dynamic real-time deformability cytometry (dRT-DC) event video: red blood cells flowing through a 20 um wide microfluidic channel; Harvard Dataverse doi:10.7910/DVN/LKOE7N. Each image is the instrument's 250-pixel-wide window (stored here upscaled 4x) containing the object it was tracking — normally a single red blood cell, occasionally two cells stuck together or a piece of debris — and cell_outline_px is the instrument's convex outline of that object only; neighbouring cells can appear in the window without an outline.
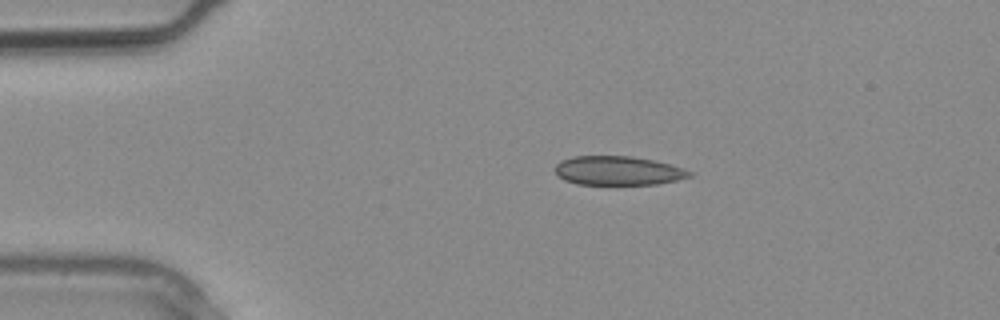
{"species": "common noctule bat (a hibernating species)", "species_latin": "Nyctalus noctula", "temperature_condition": "warm", "stored_images_in_passage": 3, "camera_frame_rate_fps": 3000, "um_per_image_px": 0.085, "animal": {"sex": "male", "body_mass_g": 20.4}, "frame": {"image": 1, "passage_image": 3, "time_ms": 0.667, "image_size_px": [1000, 320], "cell_outline_px": [[692, 176], [676, 180], [656, 184], [576, 184], [564, 180], [556, 172], [556, 164], [560, 160], [572, 156], [632, 156], [656, 160], [692, 172]], "centroid_in_image_um": [52.51, 14.5], "position_along_channel_um": 32.5, "area_um2": 22.6}}